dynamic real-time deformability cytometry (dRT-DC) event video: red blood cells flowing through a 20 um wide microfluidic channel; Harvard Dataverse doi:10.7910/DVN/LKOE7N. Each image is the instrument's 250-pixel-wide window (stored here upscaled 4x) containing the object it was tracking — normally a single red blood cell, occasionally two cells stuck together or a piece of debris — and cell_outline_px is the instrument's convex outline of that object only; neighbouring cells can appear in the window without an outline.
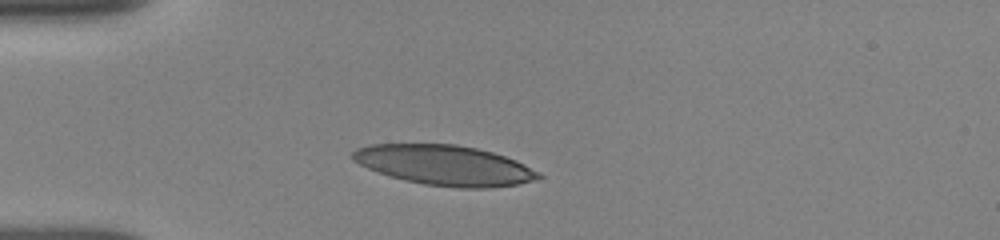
{"species": "human", "species_latin": "Homo sapiens", "temperature_condition": "room temperature", "stored_images_in_passage": 12, "camera_frame_rate_fps": 3000, "um_per_image_px": 0.085, "donor": {"sex": "female"}, "frame": {"image": 1, "passage_image": 3, "time_ms": 2.0, "image_size_px": [1000, 240], "cell_outline_px": [[544, 176], [532, 180], [516, 184], [488, 188], [460, 188], [424, 184], [404, 180], [388, 176], [368, 168], [352, 160], [352, 152], [356, 148], [372, 144], [456, 144], [476, 148], [492, 152], [516, 160], [540, 172]], "centroid_in_image_um": [37.78, 14.04], "position_along_channel_um": 47.2, "area_um2": 43.29}}
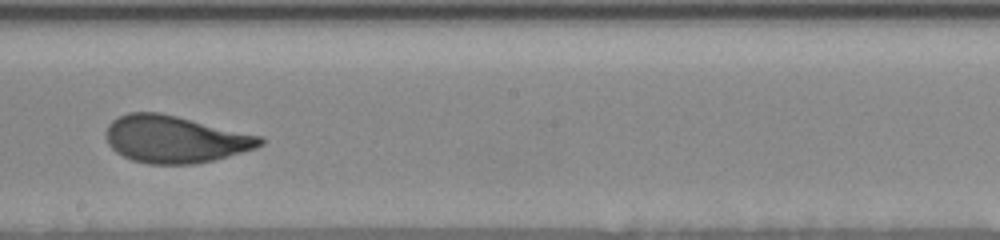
{"frame": {"image": 2, "passage_image": 8, "time_ms": 7.333, "image_size_px": [1000, 240], "cell_outline_px": [[264, 144], [256, 148], [212, 160], [196, 164], [148, 164], [132, 160], [116, 152], [108, 144], [108, 124], [112, 120], [128, 112], [160, 112], [260, 136], [264, 140]], "centroid_in_image_um": [14.86, 11.84], "position_along_channel_um": 233.3, "area_um2": 41.91}}
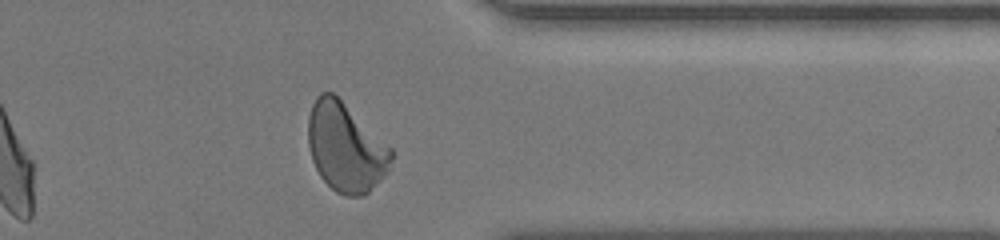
{"frame": {"image": 3, "passage_image": 12, "time_ms": 11.333, "image_size_px": [1000, 240], "cell_outline_px": [[392, 160], [388, 172], [364, 196], [344, 196], [336, 192], [320, 176], [312, 160], [308, 144], [308, 116], [312, 104], [316, 96], [320, 92], [332, 92], [392, 148]], "centroid_in_image_um": [29.37, 12.54], "position_along_channel_um": 382.0, "area_um2": 42.83}, "authors_computed_cell_mechanics": {"area_um2": 42.2807, "velocity_mm_per_s": 3.8598, "shape_relaxation_time_tau1_ms": 3.4873, "shape_relaxation_time_tau2_ms": null, "deformation_change_tau1": 0.1374, "deformation_change_tau2": null}}